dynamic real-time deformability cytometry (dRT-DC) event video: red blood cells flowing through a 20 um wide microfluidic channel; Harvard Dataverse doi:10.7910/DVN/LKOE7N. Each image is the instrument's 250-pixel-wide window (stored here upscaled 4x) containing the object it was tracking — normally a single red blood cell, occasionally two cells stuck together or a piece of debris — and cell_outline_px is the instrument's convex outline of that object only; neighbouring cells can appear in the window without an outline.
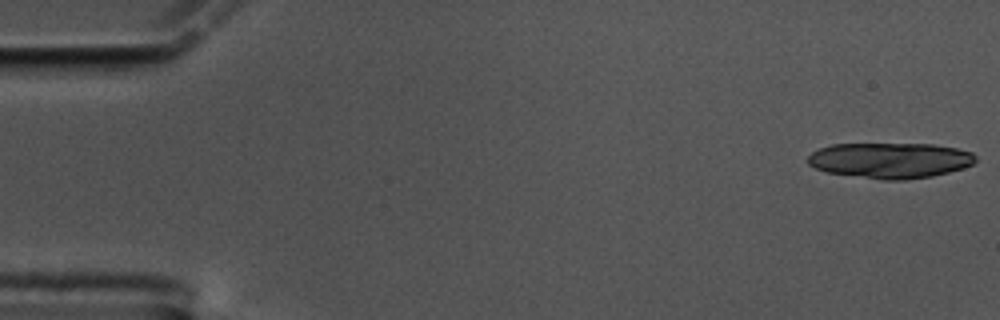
{"species": "common noctule bat (a hibernating species)", "species_latin": "Nyctalus noctula", "temperature_condition": "cold", "stored_images_in_passage": 12, "camera_frame_rate_fps": 3000, "um_per_image_px": 0.085, "animal": {"sex": "male", "body_mass_g": 17.5, "forearm_length_mm": 52.3}, "frame": {"image": 1, "passage_image": 1, "time_ms": 0.0, "image_size_px": [1000, 320], "cell_outline_px": [[976, 160], [972, 164], [964, 168], [932, 176], [904, 180], [884, 180], [828, 172], [816, 168], [808, 164], [808, 156], [812, 152], [820, 148], [832, 144], [932, 144], [956, 148], [972, 152], [976, 156]], "centroid_in_image_um": [75.68, 13.63], "position_along_channel_um": 9.3, "area_um2": 34.68}}